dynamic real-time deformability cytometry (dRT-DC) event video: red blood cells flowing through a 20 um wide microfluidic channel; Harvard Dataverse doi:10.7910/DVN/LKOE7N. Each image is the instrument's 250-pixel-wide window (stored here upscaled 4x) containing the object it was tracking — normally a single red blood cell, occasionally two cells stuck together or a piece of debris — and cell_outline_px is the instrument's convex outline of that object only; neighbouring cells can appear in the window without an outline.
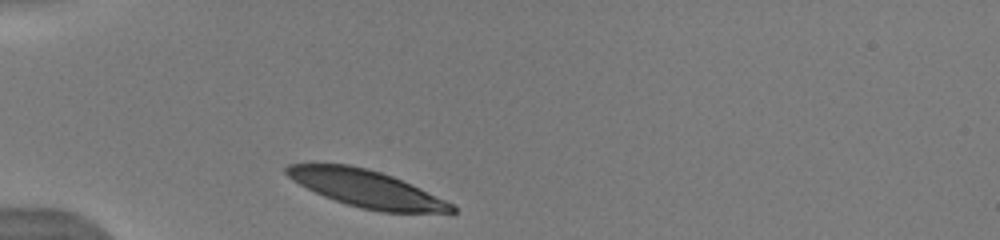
{"species": "human", "species_latin": "Homo sapiens", "temperature_condition": "warm", "stored_images_in_passage": 31, "camera_frame_rate_fps": 3000, "um_per_image_px": 0.085, "donor": {"sex": "male"}, "frame": {"image": 1, "passage_image": 1, "time_ms": 0.0, "image_size_px": [1000, 240], "cell_outline_px": [[456, 212], [380, 212], [360, 208], [324, 196], [292, 180], [284, 172], [284, 168], [288, 164], [348, 164], [368, 168], [392, 176], [412, 184], [456, 204]], "centroid_in_image_um": [31.18, 16.03], "position_along_channel_um": 53.8, "area_um2": 35.55}, "authors_computed_cell_mechanics": {"area_um2": 38.3792, "velocity_mm_per_s": 3.8339, "shape_relaxation_time_tau1_ms": 2.6371, "shape_relaxation_time_tau2_ms": 10.4331, "deformation_change_tau1": 0.1245, "deformation_change_tau2": 0.216}}